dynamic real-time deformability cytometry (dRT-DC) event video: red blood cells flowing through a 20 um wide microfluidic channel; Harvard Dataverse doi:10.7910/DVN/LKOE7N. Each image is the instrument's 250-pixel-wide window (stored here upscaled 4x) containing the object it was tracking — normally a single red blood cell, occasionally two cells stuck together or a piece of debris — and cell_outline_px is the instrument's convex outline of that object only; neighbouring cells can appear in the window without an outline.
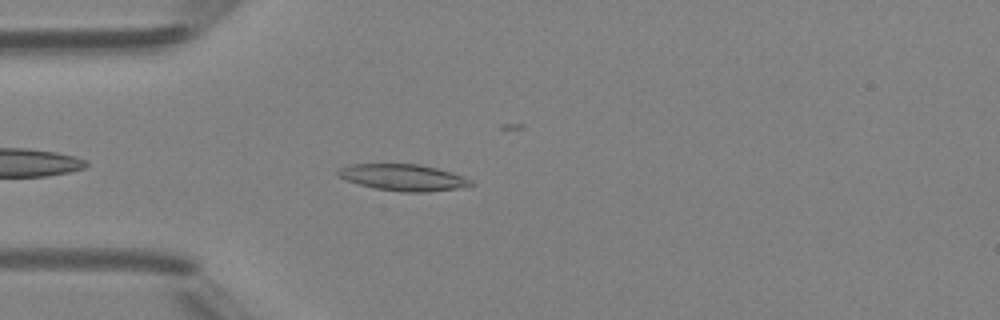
{"species": "Egyptian fruit bat (a non-hibernating species)", "species_latin": "Rousettus aegyptiacus", "temperature_condition": "room temperature", "stored_images_in_passage": 28, "camera_frame_rate_fps": 3000, "um_per_image_px": 0.085, "animal": {"sex": "female"}, "frame": {"image": 1, "passage_image": 4, "time_ms": 1.0, "image_size_px": [1000, 320], "cell_outline_px": [[476, 184], [456, 188], [428, 192], [400, 192], [376, 188], [344, 180], [336, 176], [336, 172], [340, 168], [348, 164], [420, 164], [436, 168], [464, 176], [472, 180]], "centroid_in_image_um": [34.24, 15.08], "position_along_channel_um": 50.8, "area_um2": 20.58}}
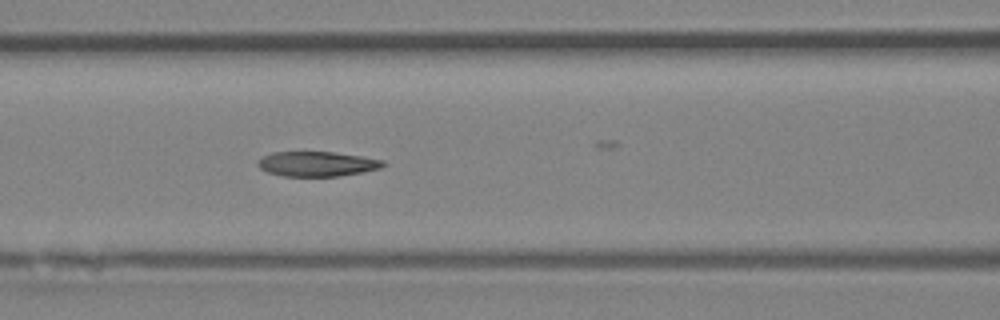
{"frame": {"image": 2, "passage_image": 11, "time_ms": 3.333, "image_size_px": [1000, 320], "cell_outline_px": [[388, 164], [380, 168], [340, 176], [284, 176], [268, 172], [260, 168], [256, 164], [256, 160], [272, 152], [332, 152], [360, 156], [384, 160]], "centroid_in_image_um": [26.93, 13.93], "position_along_channel_um": 139.7, "area_um2": 18.09}}
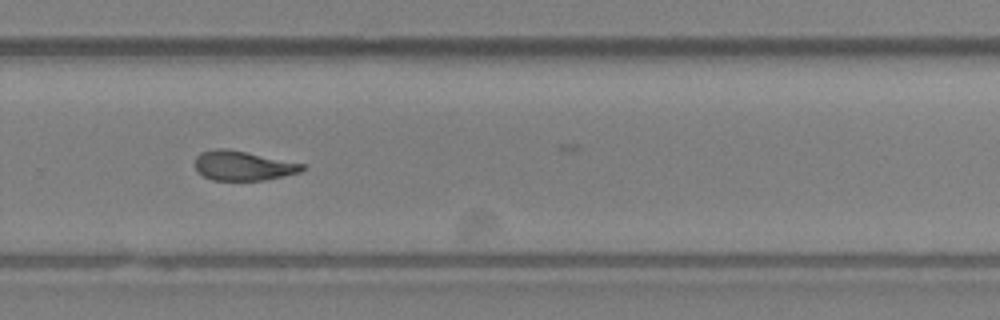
{"frame": {"image": 3, "passage_image": 23, "time_ms": 7.333, "image_size_px": [1000, 320], "cell_outline_px": [[308, 168], [300, 172], [264, 180], [212, 180], [204, 176], [196, 168], [196, 156], [200, 152], [216, 148], [224, 148], [308, 164]], "centroid_in_image_um": [20.71, 14.08], "position_along_channel_um": 309.1, "area_um2": 18.44}}